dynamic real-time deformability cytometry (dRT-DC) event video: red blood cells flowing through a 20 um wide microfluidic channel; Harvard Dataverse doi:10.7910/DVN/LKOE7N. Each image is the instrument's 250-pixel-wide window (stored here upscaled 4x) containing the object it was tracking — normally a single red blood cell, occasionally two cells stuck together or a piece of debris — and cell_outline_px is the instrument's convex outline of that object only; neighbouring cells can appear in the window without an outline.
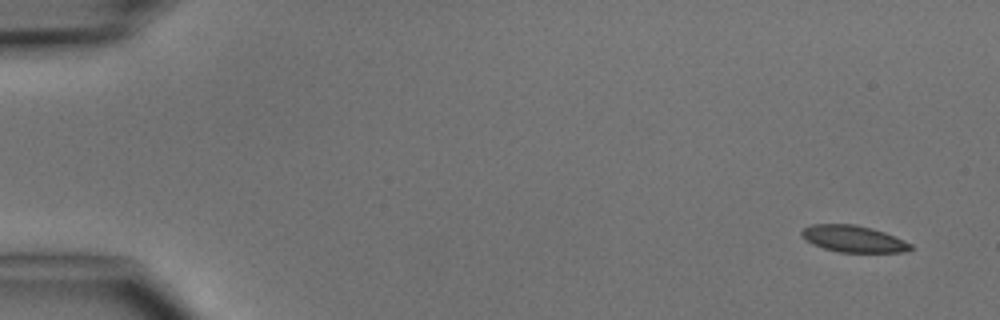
{"species": "common noctule bat (a hibernating species)", "species_latin": "Nyctalus noctula", "temperature_condition": "cold", "stored_images_in_passage": 5, "camera_frame_rate_fps": 3000, "um_per_image_px": 0.085, "animal": {"sex": "male", "body_mass_g": 15.6}, "frame": {"image": 1, "passage_image": 1, "time_ms": 0.0, "image_size_px": [1000, 320], "cell_outline_px": [[912, 248], [904, 252], [840, 252], [824, 248], [812, 244], [804, 240], [800, 236], [800, 232], [804, 228], [812, 224], [856, 224], [872, 228], [884, 232], [912, 244]], "centroid_in_image_um": [72.49, 20.29], "position_along_channel_um": 12.5, "area_um2": 16.94}}
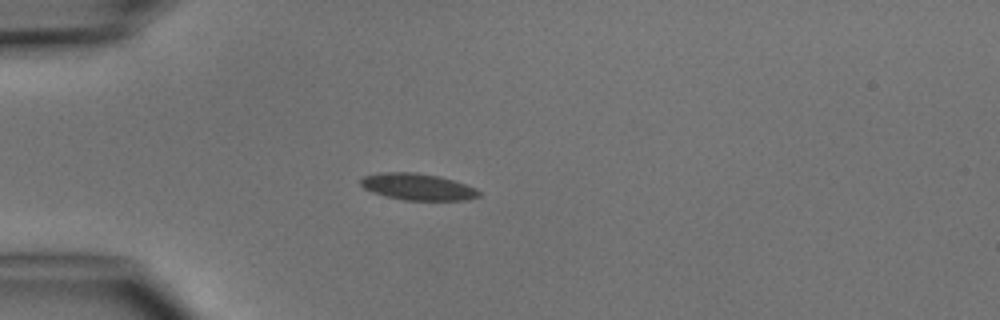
{"frame": {"image": 2, "passage_image": 4, "time_ms": 3.667, "image_size_px": [1000, 320], "cell_outline_px": [[480, 196], [468, 200], [404, 200], [372, 192], [364, 188], [360, 184], [360, 180], [364, 176], [380, 172], [416, 172], [440, 176], [476, 188], [480, 192]], "centroid_in_image_um": [35.5, 15.87], "position_along_channel_um": 49.5, "area_um2": 18.32}}